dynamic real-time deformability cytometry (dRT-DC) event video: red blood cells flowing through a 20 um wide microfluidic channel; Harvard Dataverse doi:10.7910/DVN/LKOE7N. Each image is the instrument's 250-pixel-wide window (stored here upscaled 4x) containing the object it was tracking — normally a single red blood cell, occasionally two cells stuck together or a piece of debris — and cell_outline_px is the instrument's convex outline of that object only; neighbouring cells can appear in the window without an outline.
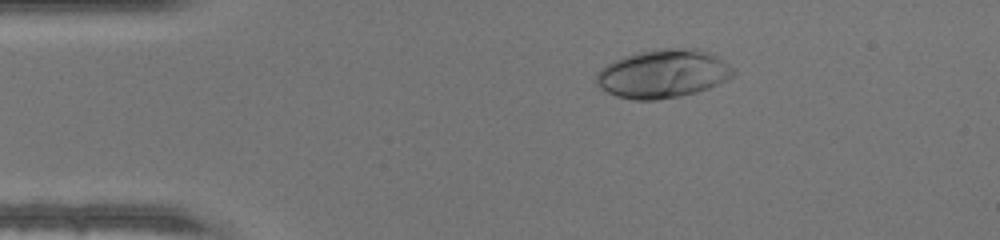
{"species": "human", "species_latin": "Homo sapiens", "temperature_condition": "warm", "stored_images_in_passage": 42, "camera_frame_rate_fps": 3000, "um_per_image_px": 0.085, "donor": {"sex": "male"}, "frame": {"image": 1, "passage_image": 4, "time_ms": 1.0, "image_size_px": [1000, 240], "cell_outline_px": [[736, 72], [728, 80], [708, 88], [696, 92], [680, 96], [656, 100], [636, 100], [616, 96], [600, 88], [596, 84], [596, 72], [604, 64], [624, 56], [640, 52], [668, 48], [696, 48], [708, 52], [736, 68]], "centroid_in_image_um": [56.35, 6.27], "position_along_channel_um": 28.7, "area_um2": 38.78}}
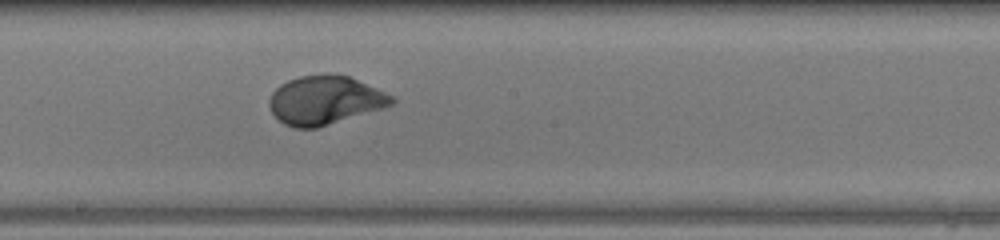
{"frame": {"image": 2, "passage_image": 21, "time_ms": 6.667, "image_size_px": [1000, 240], "cell_outline_px": [[396, 100], [392, 104], [384, 108], [316, 128], [296, 128], [284, 124], [272, 112], [268, 104], [268, 100], [272, 92], [280, 84], [288, 80], [300, 76], [348, 76], [396, 96]], "centroid_in_image_um": [27.63, 8.54], "position_along_channel_um": 220.6, "area_um2": 34.28}}
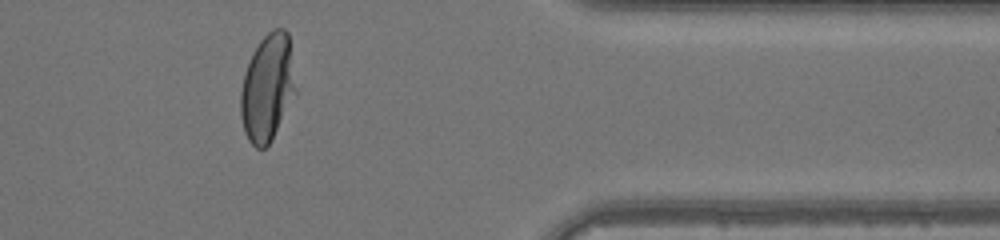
{"frame": {"image": 3, "passage_image": 34, "time_ms": 11.0, "image_size_px": [1000, 240], "cell_outline_px": [[296, 92], [272, 140], [264, 148], [256, 148], [248, 140], [244, 132], [240, 116], [240, 92], [244, 72], [252, 52], [260, 40], [268, 32], [276, 28], [284, 28], [288, 32], [296, 88]], "centroid_in_image_um": [22.71, 7.46], "position_along_channel_um": 388.7, "area_um2": 34.45}}